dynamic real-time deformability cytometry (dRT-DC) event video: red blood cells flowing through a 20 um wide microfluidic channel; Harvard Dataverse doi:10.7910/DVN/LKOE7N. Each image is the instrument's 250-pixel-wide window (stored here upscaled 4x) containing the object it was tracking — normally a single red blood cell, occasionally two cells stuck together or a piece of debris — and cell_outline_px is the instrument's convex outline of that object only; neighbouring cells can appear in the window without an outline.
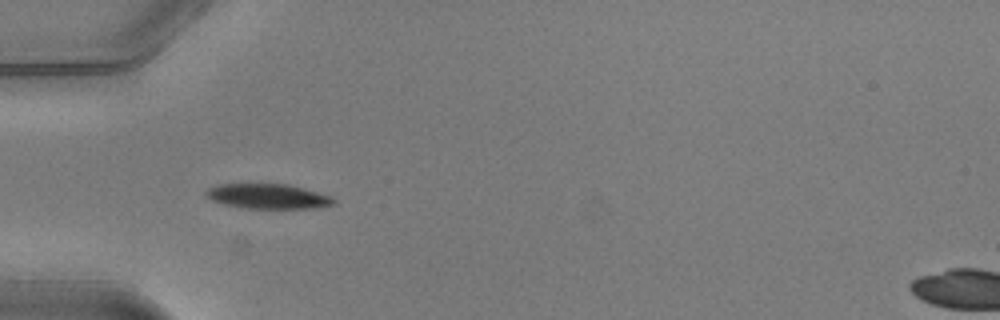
{"species": "common noctule bat (a hibernating species)", "species_latin": "Nyctalus noctula", "temperature_condition": "warm", "stored_images_in_passage": 35, "camera_frame_rate_fps": 3000, "um_per_image_px": 0.085, "animal": {"sex": "male", "body_mass_g": 20.5, "forearm_length_mm": 52.5}, "frame": {"image": 1, "passage_image": 1, "time_ms": 0.0, "image_size_px": [1000, 320], "cell_outline_px": [[336, 204], [312, 208], [244, 208], [224, 204], [212, 200], [204, 196], [204, 192], [208, 188], [216, 184], [288, 184], [304, 188], [332, 196], [336, 200]], "centroid_in_image_um": [22.76, 16.68], "position_along_channel_um": 62.2, "area_um2": 18.61}}
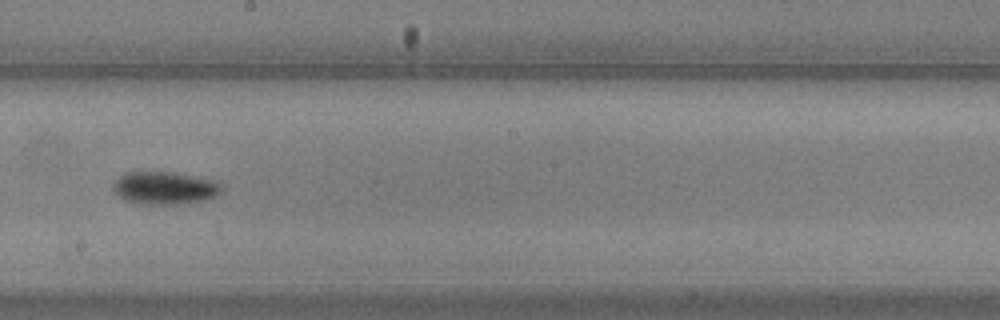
{"frame": {"image": 2, "passage_image": 14, "time_ms": 4.333, "image_size_px": [1000, 320], "cell_outline_px": [[224, 188], [216, 196], [204, 200], [176, 204], [148, 204], [124, 200], [112, 188], [112, 184], [120, 176], [128, 172], [168, 172], [208, 180], [220, 184]], "centroid_in_image_um": [13.96, 15.99], "position_along_channel_um": 234.2, "area_um2": 20.06}}
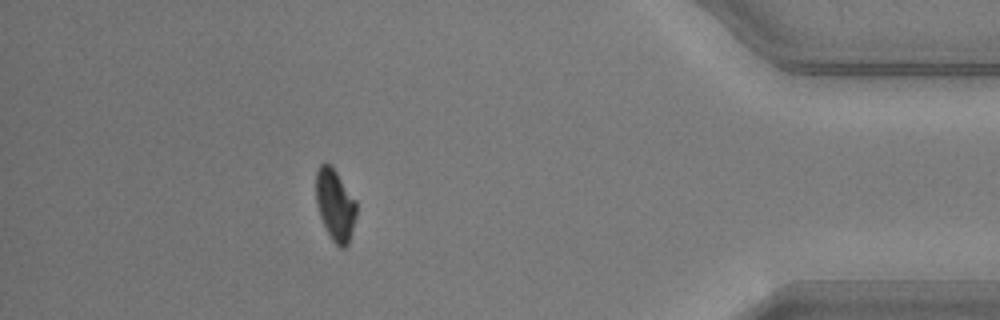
{"frame": {"image": 3, "passage_image": 30, "time_ms": 9.667, "image_size_px": [1000, 320], "cell_outline_px": [[356, 216], [348, 244], [344, 248], [340, 248], [332, 240], [320, 216], [316, 204], [316, 172], [320, 164], [328, 164], [336, 172], [356, 200]], "centroid_in_image_um": [28.49, 17.43], "position_along_channel_um": 406.7, "area_um2": 16.59}, "authors_computed_cell_mechanics": {"area_um2": 18.8428, "velocity_mm_per_s": 4.0225, "shape_relaxation_time_tau1_ms": 1.4921, "shape_relaxation_time_tau2_ms": null, "deformation_change_tau1": 0.1187, "deformation_change_tau2": null}}